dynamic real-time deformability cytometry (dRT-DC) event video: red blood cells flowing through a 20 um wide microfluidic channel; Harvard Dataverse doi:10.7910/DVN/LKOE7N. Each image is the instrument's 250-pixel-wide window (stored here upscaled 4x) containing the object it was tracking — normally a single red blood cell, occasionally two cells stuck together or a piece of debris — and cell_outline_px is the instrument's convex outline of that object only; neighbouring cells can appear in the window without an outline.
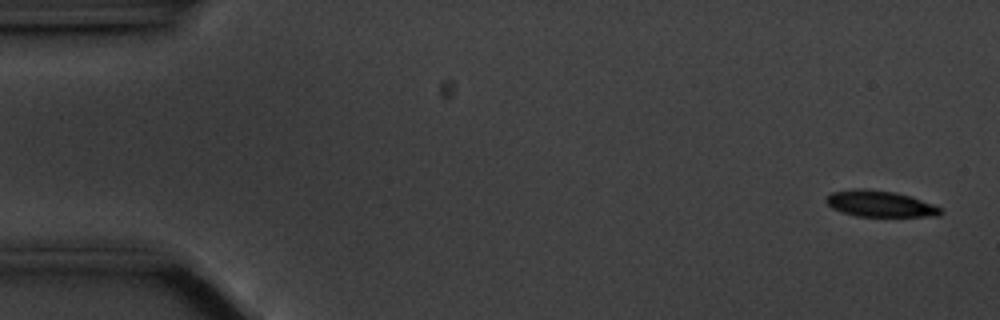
{"species": "common noctule bat (a hibernating species)", "species_latin": "Nyctalus noctula", "temperature_condition": "cold", "stored_images_in_passage": 56, "camera_frame_rate_fps": 3000, "um_per_image_px": 0.085, "animal": {"sex": "male", "body_mass_g": 20.1, "forearm_length_mm": 53.5}, "frame": {"image": 1, "passage_image": 2, "time_ms": 0.333, "image_size_px": [1000, 320], "cell_outline_px": [[944, 212], [940, 216], [856, 216], [832, 208], [824, 200], [832, 192], [856, 188], [864, 188], [892, 192], [908, 196], [932, 204], [940, 208]], "centroid_in_image_um": [74.78, 17.32], "position_along_channel_um": 10.2, "area_um2": 17.17}}
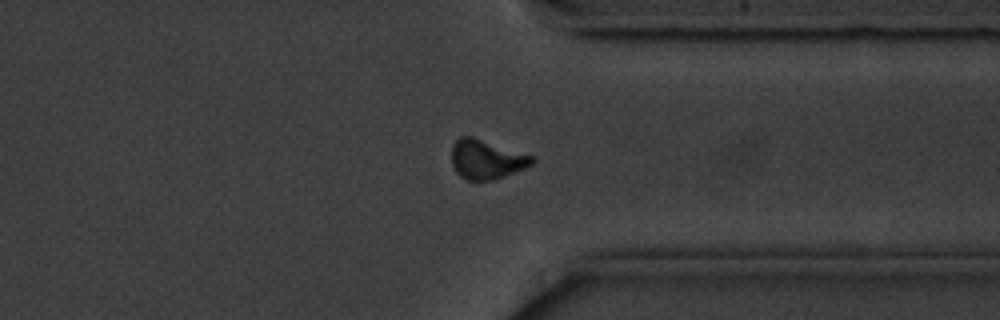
{"frame": {"image": 2, "passage_image": 43, "time_ms": 14.0, "image_size_px": [1000, 320], "cell_outline_px": [[536, 160], [532, 164], [524, 168], [504, 176], [492, 180], [468, 180], [460, 176], [456, 172], [452, 164], [452, 144], [460, 136], [472, 136], [536, 156]], "centroid_in_image_um": [41.36, 13.53], "position_along_channel_um": 370.0, "area_um2": 18.55}}
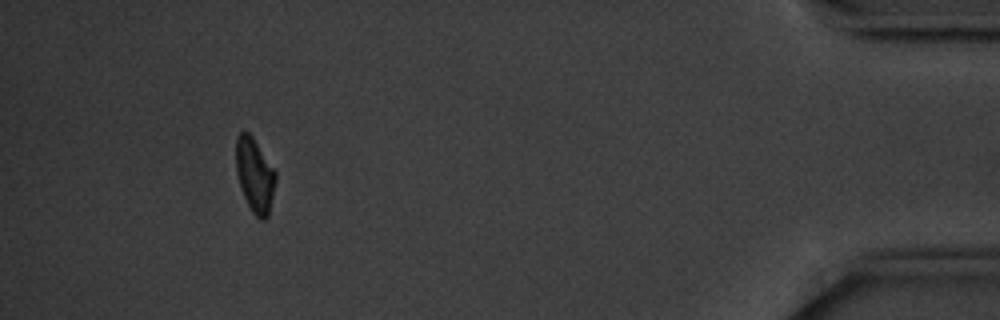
{"frame": {"image": 3, "passage_image": 52, "time_ms": 17.0, "image_size_px": [1000, 320], "cell_outline_px": [[276, 180], [268, 216], [264, 220], [260, 220], [252, 212], [240, 188], [236, 172], [236, 136], [240, 132], [248, 132], [252, 136], [276, 172]], "centroid_in_image_um": [21.64, 14.89], "position_along_channel_um": 413.6, "area_um2": 17.05}, "authors_computed_cell_mechanics": {"area_um2": 18.3226, "velocity_mm_per_s": 3.5274, "shape_relaxation_time_tau1_ms": 1.8612, "shape_relaxation_time_tau2_ms": null, "deformation_change_tau1": 0.1465, "deformation_change_tau2": null}}